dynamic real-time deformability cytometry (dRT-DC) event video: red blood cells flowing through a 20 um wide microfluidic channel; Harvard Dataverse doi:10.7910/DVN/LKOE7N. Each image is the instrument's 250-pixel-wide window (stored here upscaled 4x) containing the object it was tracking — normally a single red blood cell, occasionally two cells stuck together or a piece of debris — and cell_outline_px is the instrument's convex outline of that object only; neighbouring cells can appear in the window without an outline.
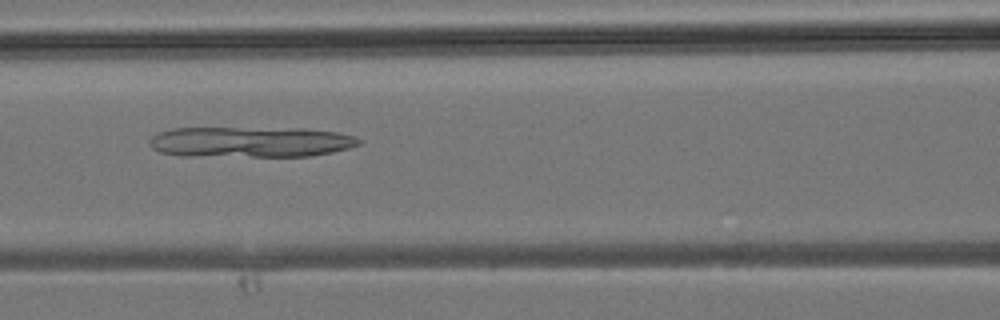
{"species": "common noctule bat (a hibernating species)", "species_latin": "Nyctalus noctula", "temperature_condition": "room temperature", "stored_images_in_passage": 12, "camera_frame_rate_fps": 3000, "um_per_image_px": 0.085, "animal": {"sex": "male", "body_mass_g": 19.2, "forearm_length_mm": 51.8}, "frame": {"image": 1, "passage_image": 10, "time_ms": 3.0, "image_size_px": [1000, 320], "cell_outline_px": [[364, 140], [360, 144], [348, 148], [332, 152], [308, 156], [180, 156], [160, 152], [152, 148], [148, 144], [148, 140], [152, 136], [160, 132], [172, 128], [304, 128], [336, 132], [356, 136]], "centroid_in_image_um": [21.29, 12.06], "position_along_channel_um": 145.3, "area_um2": 37.74}}
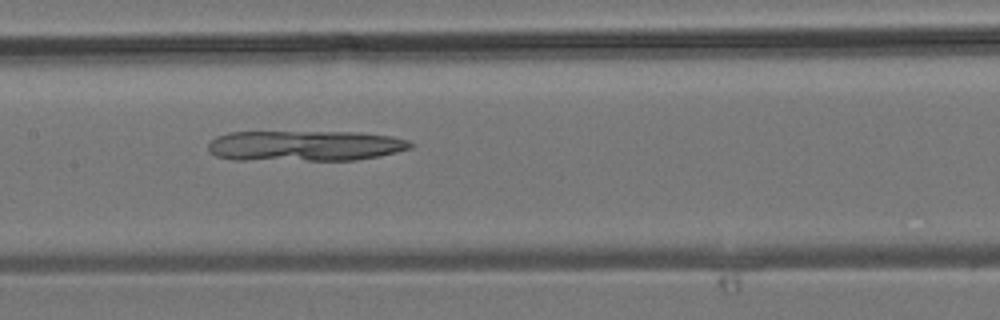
{"frame": {"image": 2, "passage_image": 12, "time_ms": 3.667, "image_size_px": [1000, 320], "cell_outline_px": [[412, 148], [380, 156], [356, 160], [232, 160], [216, 156], [208, 152], [208, 144], [216, 136], [228, 132], [360, 132], [392, 136], [408, 140], [412, 144]], "centroid_in_image_um": [25.9, 12.4], "position_along_channel_um": 181.5, "area_um2": 36.41}}